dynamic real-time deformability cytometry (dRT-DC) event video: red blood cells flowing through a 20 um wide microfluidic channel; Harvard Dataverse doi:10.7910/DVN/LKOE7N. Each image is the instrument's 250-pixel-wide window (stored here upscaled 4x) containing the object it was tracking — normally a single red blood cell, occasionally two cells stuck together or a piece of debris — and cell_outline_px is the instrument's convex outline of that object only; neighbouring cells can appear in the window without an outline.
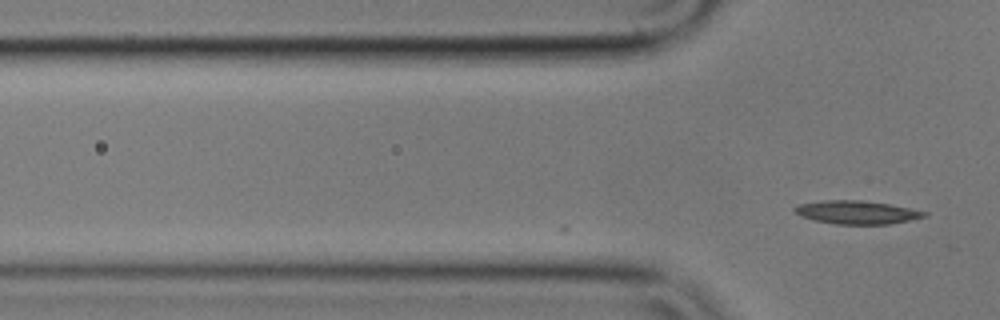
{"species": "common noctule bat (a hibernating species)", "species_latin": "Nyctalus noctula", "temperature_condition": "cold", "stored_images_in_passage": 2, "camera_frame_rate_fps": 3000, "um_per_image_px": 0.085, "animal": {"sex": "male", "body_mass_g": 17.9}, "frame": {"image": 1, "passage_image": 2, "time_ms": 0.333, "image_size_px": [1000, 320], "cell_outline_px": [[928, 216], [888, 224], [836, 224], [816, 220], [800, 216], [792, 208], [796, 204], [824, 200], [860, 200], [888, 204], [928, 212]], "centroid_in_image_um": [72.79, 18.04], "position_along_channel_um": 53.0, "area_um2": 17.46}}